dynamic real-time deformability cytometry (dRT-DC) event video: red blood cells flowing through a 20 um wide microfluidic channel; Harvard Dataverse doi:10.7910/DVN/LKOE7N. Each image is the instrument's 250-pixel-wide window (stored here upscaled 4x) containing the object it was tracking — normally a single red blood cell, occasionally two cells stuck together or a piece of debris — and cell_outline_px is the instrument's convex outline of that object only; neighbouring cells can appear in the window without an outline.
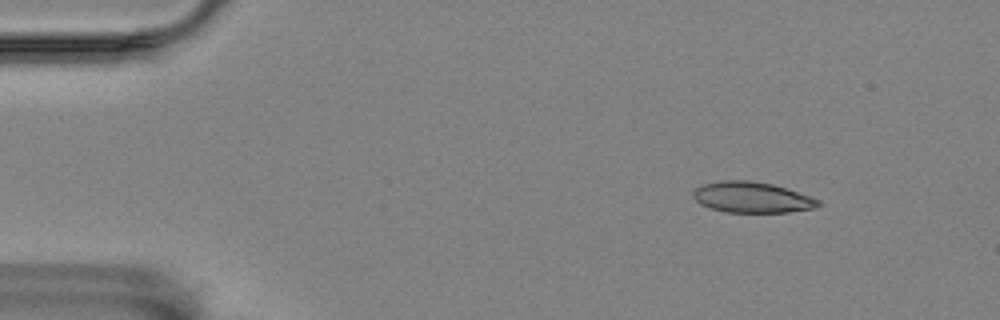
{"species": "Egyptian fruit bat (a non-hibernating species)", "species_latin": "Rousettus aegyptiacus", "temperature_condition": "room temperature", "stored_images_in_passage": 6, "camera_frame_rate_fps": 3000, "um_per_image_px": 0.085, "animal": {"sex": "female"}, "frame": {"image": 1, "passage_image": 1, "time_ms": 0.0, "image_size_px": [1000, 320], "cell_outline_px": [[820, 204], [816, 208], [788, 212], [724, 212], [700, 204], [692, 196], [692, 192], [696, 188], [704, 184], [720, 180], [752, 180], [772, 184], [820, 200]], "centroid_in_image_um": [63.88, 16.77], "position_along_channel_um": 21.1, "area_um2": 22.31}}
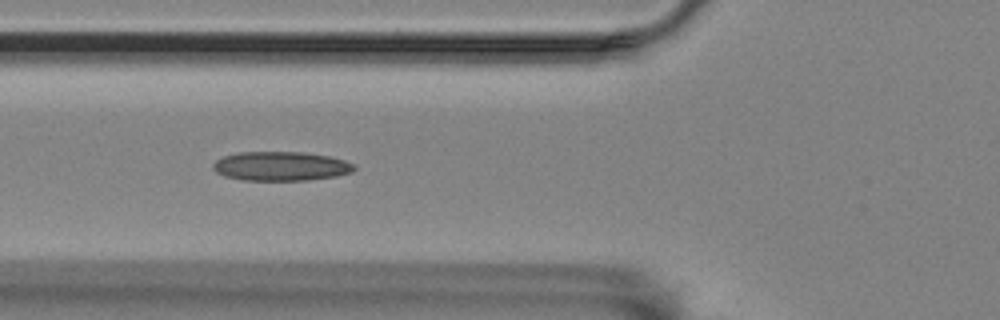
{"frame": {"image": 2, "passage_image": 5, "time_ms": 4.667, "image_size_px": [1000, 320], "cell_outline_px": [[356, 168], [352, 172], [336, 176], [308, 180], [240, 180], [224, 176], [216, 172], [212, 168], [212, 164], [216, 160], [224, 156], [240, 152], [300, 152], [328, 156], [344, 160], [352, 164]], "centroid_in_image_um": [23.84, 14.13], "position_along_channel_um": 102.0, "area_um2": 23.93}}
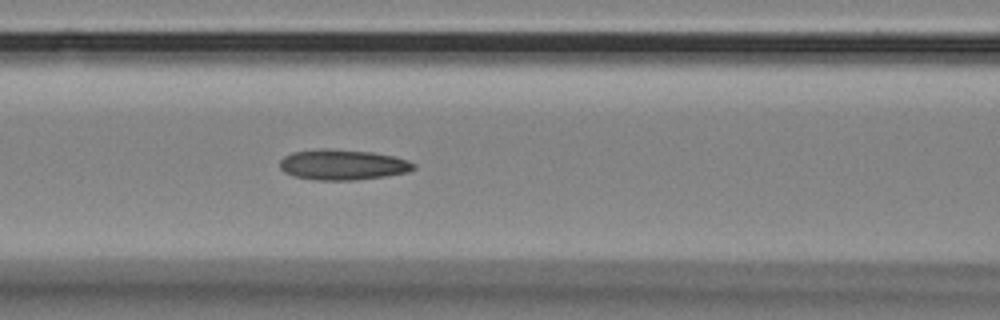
{"frame": {"image": 3, "passage_image": 6, "time_ms": 5.667, "image_size_px": [1000, 320], "cell_outline_px": [[416, 168], [408, 172], [384, 176], [356, 180], [316, 180], [292, 176], [284, 172], [280, 168], [280, 160], [284, 156], [292, 152], [372, 152], [392, 156], [408, 160], [416, 164]], "centroid_in_image_um": [29.17, 14.06], "position_along_channel_um": 137.4, "area_um2": 22.66}}